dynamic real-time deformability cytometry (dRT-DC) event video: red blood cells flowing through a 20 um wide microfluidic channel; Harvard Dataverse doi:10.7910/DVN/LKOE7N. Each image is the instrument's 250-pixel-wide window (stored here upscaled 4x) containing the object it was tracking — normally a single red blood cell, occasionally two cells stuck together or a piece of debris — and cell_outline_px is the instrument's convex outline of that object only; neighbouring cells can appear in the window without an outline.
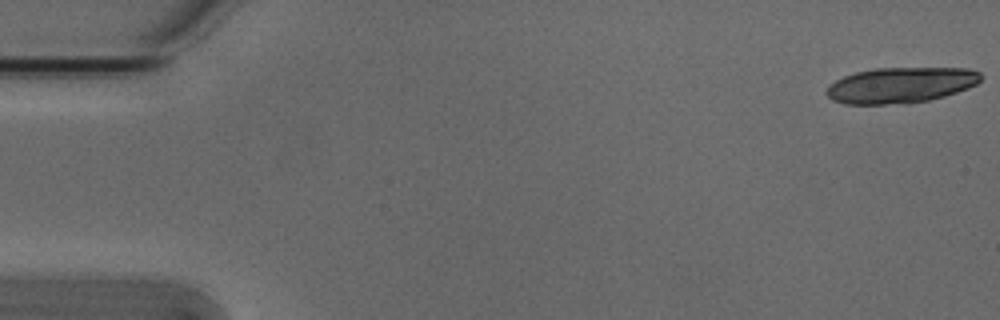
{"species": "Egyptian fruit bat (a non-hibernating species)", "species_latin": "Rousettus aegyptiacus", "temperature_condition": "cold", "stored_images_in_passage": 9, "camera_frame_rate_fps": 3000, "um_per_image_px": 0.085, "animal": {"sex": "male"}, "frame": {"image": 1, "passage_image": 1, "time_ms": 0.0, "image_size_px": [1000, 320], "cell_outline_px": [[980, 80], [976, 84], [968, 88], [944, 96], [928, 100], [904, 104], [844, 104], [832, 100], [824, 92], [836, 80], [844, 76], [856, 72], [876, 68], [968, 68], [980, 72]], "centroid_in_image_um": [76.55, 7.24], "position_along_channel_um": 8.5, "area_um2": 32.02}}